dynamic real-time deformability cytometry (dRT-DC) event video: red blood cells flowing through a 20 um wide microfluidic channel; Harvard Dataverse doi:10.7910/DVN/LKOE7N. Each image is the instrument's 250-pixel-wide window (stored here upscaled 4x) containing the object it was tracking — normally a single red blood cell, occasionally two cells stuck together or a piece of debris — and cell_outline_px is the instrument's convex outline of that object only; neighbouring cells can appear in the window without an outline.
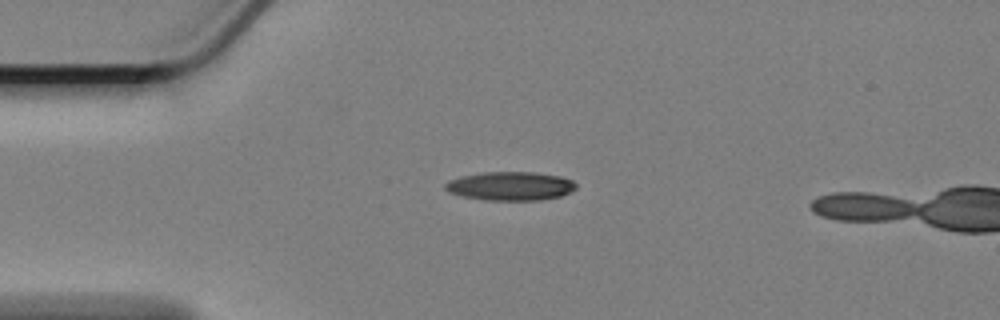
{"species": "Egyptian fruit bat (a non-hibernating species)", "species_latin": "Rousettus aegyptiacus", "temperature_condition": "cold", "stored_images_in_passage": 5, "camera_frame_rate_fps": 3000, "um_per_image_px": 0.085, "animal": {"sex": "female"}, "frame": {"image": 1, "passage_image": 1, "time_ms": 0.0, "image_size_px": [1000, 320], "cell_outline_px": [[576, 188], [560, 196], [540, 200], [484, 200], [464, 196], [448, 192], [444, 188], [444, 184], [452, 180], [464, 176], [484, 172], [532, 172], [560, 176], [572, 180], [576, 184]], "centroid_in_image_um": [43.39, 15.82], "position_along_channel_um": 41.6, "area_um2": 21.62}}